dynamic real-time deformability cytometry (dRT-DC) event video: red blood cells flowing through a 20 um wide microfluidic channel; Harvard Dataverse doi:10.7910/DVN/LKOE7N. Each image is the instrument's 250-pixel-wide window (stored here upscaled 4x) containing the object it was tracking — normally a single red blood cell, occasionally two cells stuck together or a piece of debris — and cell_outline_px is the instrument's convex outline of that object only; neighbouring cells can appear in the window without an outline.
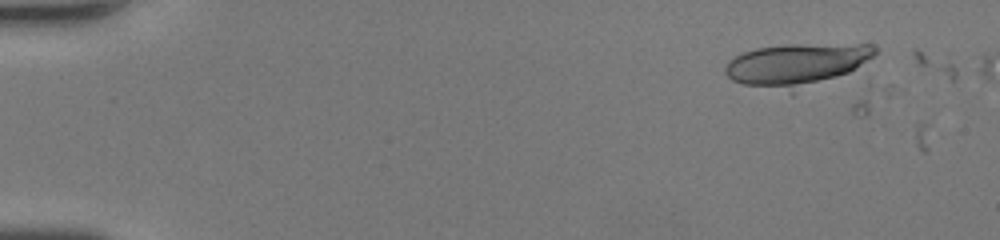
{"species": "human", "species_latin": "Homo sapiens", "temperature_condition": "room temperature", "stored_images_in_passage": 3, "camera_frame_rate_fps": 3000, "um_per_image_px": 0.085, "donor": {"sex": "female"}, "frame": {"image": 1, "passage_image": 1, "time_ms": 0.0, "image_size_px": [1000, 240], "cell_outline_px": [[876, 52], [872, 56], [848, 72], [792, 96], [744, 84], [732, 80], [724, 72], [724, 68], [728, 60], [744, 52], [756, 48], [788, 44], [872, 44], [876, 48]], "centroid_in_image_um": [67.65, 5.56], "position_along_channel_um": 17.4, "area_um2": 38.03}}